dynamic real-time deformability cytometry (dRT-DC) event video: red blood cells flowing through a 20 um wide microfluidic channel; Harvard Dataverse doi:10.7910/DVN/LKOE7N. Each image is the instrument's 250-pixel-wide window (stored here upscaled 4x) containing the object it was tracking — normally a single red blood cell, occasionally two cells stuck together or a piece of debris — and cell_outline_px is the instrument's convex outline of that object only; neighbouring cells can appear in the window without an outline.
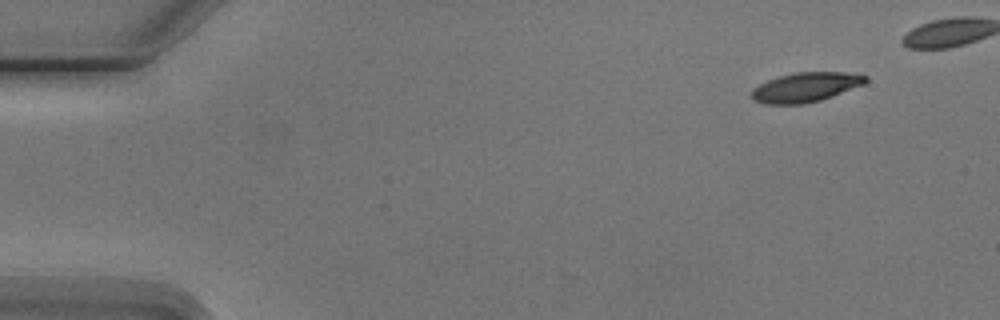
{"species": "Egyptian fruit bat (a non-hibernating species)", "species_latin": "Rousettus aegyptiacus", "temperature_condition": "cold", "stored_images_in_passage": 5, "camera_frame_rate_fps": 3000, "um_per_image_px": 0.085, "animal": {"sex": "male"}, "frame": {"image": 1, "passage_image": 1, "time_ms": 0.0, "image_size_px": [1000, 320], "cell_outline_px": [[868, 80], [864, 84], [832, 96], [820, 100], [804, 104], [764, 104], [756, 100], [752, 96], [752, 88], [768, 80], [780, 76], [796, 72], [844, 72], [868, 76]], "centroid_in_image_um": [68.49, 7.41], "position_along_channel_um": 16.5, "area_um2": 19.42}}